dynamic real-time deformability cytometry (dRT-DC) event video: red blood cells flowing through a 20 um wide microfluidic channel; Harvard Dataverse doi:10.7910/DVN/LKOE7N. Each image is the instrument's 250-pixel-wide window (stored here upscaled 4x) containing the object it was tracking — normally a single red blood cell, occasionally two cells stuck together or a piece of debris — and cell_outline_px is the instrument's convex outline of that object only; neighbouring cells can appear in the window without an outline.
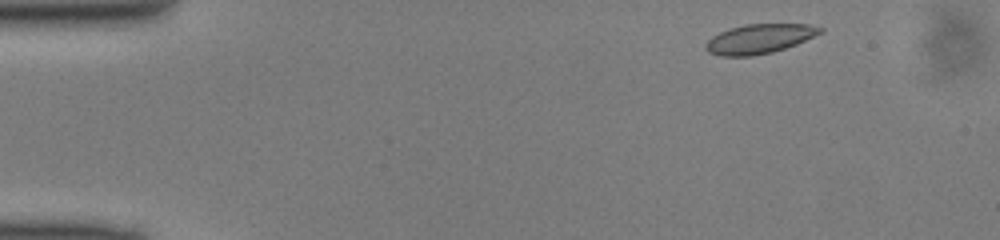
{"species": "common noctule bat (a hibernating species)", "species_latin": "Nyctalus noctula", "temperature_condition": "cold", "stored_images_in_passage": 45, "camera_frame_rate_fps": 3000, "um_per_image_px": 0.085, "animal": {"sex": "male", "body_mass_g": 13.0, "forearm_length_mm": 53.1}, "frame": {"image": 1, "passage_image": 2, "time_ms": 0.333, "image_size_px": [1000, 240], "cell_outline_px": [[824, 32], [796, 44], [772, 52], [752, 56], [720, 56], [708, 52], [704, 48], [704, 44], [712, 36], [720, 32], [744, 24], [808, 24], [824, 28]], "centroid_in_image_um": [64.54, 3.3], "position_along_channel_um": 20.5, "area_um2": 19.65}}
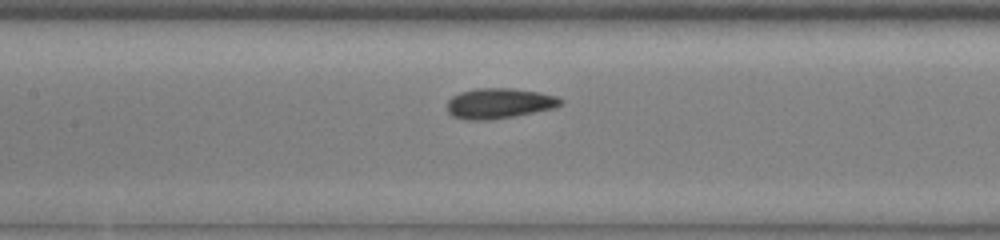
{"frame": {"image": 2, "passage_image": 19, "time_ms": 6.0, "image_size_px": [1000, 240], "cell_outline_px": [[564, 104], [556, 108], [516, 116], [492, 120], [464, 120], [452, 116], [448, 112], [448, 100], [452, 96], [460, 92], [476, 88], [512, 88], [540, 92], [556, 96], [564, 100]], "centroid_in_image_um": [42.47, 8.79], "position_along_channel_um": 164.9, "area_um2": 20.46}}
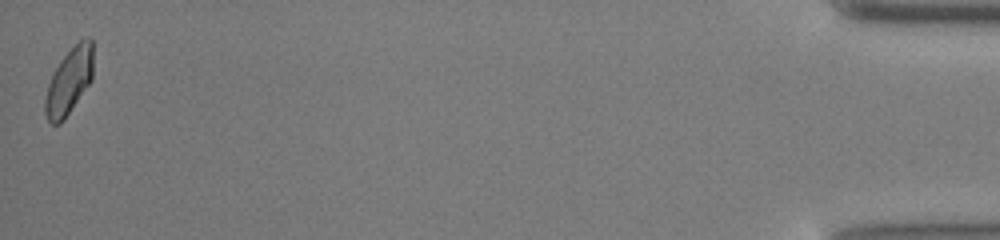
{"frame": {"image": 3, "passage_image": 45, "time_ms": 14.667, "image_size_px": [1000, 240], "cell_outline_px": [[92, 80], [64, 120], [60, 124], [52, 124], [48, 120], [44, 112], [44, 100], [48, 84], [52, 72], [60, 60], [80, 40], [88, 36], [92, 36]], "centroid_in_image_um": [5.86, 6.91], "position_along_channel_um": 429.3, "area_um2": 18.61}}